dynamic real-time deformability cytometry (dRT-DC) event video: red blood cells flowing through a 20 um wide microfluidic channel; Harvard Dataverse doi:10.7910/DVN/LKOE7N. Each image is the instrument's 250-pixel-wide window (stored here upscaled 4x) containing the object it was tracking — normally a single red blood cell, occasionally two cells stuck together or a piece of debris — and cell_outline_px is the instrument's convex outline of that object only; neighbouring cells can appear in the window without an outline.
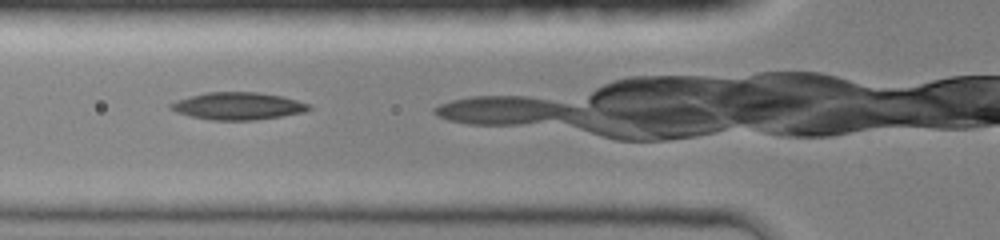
{"species": "common noctule bat (a hibernating species)", "species_latin": "Nyctalus noctula", "temperature_condition": "room temperature", "stored_images_in_passage": 13, "camera_frame_rate_fps": 3000, "um_per_image_px": 0.085, "animal": {"sex": "female", "body_mass_g": 19.0, "forearm_length_mm": 51.5}, "frame": {"image": 1, "passage_image": 3, "time_ms": 0.667, "image_size_px": [1000, 240], "cell_outline_px": [[312, 108], [304, 112], [280, 116], [252, 120], [212, 120], [188, 116], [176, 112], [168, 108], [168, 104], [176, 100], [208, 92], [256, 92], [280, 96], [296, 100], [308, 104]], "centroid_in_image_um": [20.16, 9.02], "position_along_channel_um": 105.6, "area_um2": 21.85}}
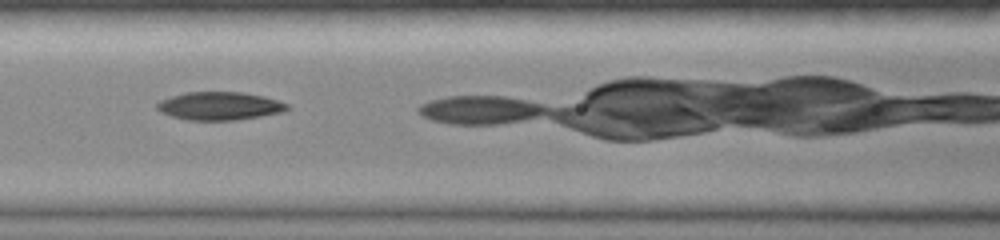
{"frame": {"image": 2, "passage_image": 6, "time_ms": 1.667, "image_size_px": [1000, 240], "cell_outline_px": [[292, 108], [284, 112], [236, 120], [188, 120], [172, 116], [160, 112], [156, 108], [156, 104], [160, 100], [184, 92], [240, 92], [264, 96], [288, 104]], "centroid_in_image_um": [18.67, 9.01], "position_along_channel_um": 147.9, "area_um2": 21.39}}